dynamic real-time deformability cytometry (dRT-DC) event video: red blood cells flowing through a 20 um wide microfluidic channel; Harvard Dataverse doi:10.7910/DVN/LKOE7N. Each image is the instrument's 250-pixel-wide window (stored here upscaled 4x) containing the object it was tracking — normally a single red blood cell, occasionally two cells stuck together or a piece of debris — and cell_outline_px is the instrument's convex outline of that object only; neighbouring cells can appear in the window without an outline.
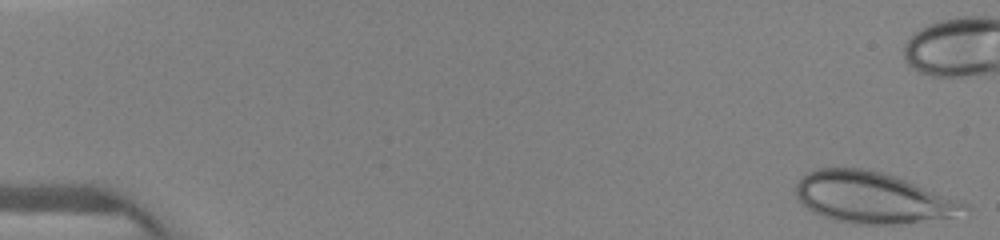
{"species": "human", "species_latin": "Homo sapiens", "temperature_condition": "warm", "stored_images_in_passage": 23, "camera_frame_rate_fps": 3000, "um_per_image_px": 0.085, "donor": {"sex": "female"}, "frame": {"image": 1, "passage_image": 1, "time_ms": 0.0, "image_size_px": [1000, 240], "cell_outline_px": [[972, 208], [952, 216], [896, 224], [852, 224], [836, 220], [812, 212], [800, 204], [796, 196], [796, 184], [808, 172], [820, 168], [864, 168], [884, 172], [896, 176], [960, 200], [968, 204]], "centroid_in_image_um": [74.14, 16.79], "position_along_channel_um": 10.9, "area_um2": 50.0}}